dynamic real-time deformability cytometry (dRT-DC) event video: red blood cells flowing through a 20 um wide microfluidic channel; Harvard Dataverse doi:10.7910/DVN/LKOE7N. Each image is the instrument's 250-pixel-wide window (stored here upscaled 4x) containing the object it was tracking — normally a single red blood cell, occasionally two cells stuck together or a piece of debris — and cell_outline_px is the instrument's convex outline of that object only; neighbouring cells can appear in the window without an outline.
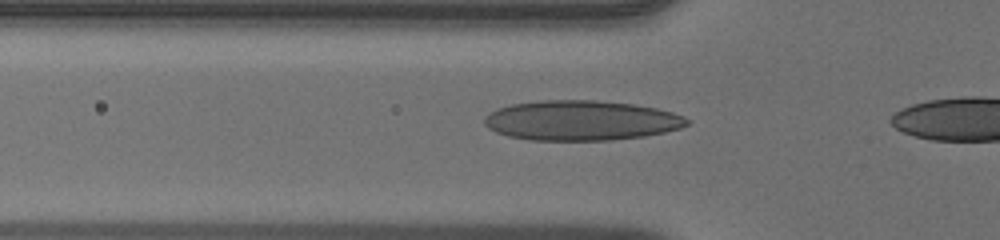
{"species": "human", "species_latin": "Homo sapiens", "temperature_condition": "warm", "stored_images_in_passage": 18, "camera_frame_rate_fps": 3000, "um_per_image_px": 0.085, "donor": {"sex": "male"}, "frame": {"image": 1, "passage_image": 7, "time_ms": 2.0, "image_size_px": [1000, 240], "cell_outline_px": [[692, 120], [688, 124], [680, 128], [664, 132], [644, 136], [608, 140], [532, 140], [508, 136], [496, 132], [488, 128], [484, 124], [484, 116], [488, 112], [496, 108], [512, 104], [540, 100], [596, 100], [632, 104], [656, 108], [672, 112], [684, 116]], "centroid_in_image_um": [49.37, 10.23], "position_along_channel_um": 76.4, "area_um2": 47.34}}
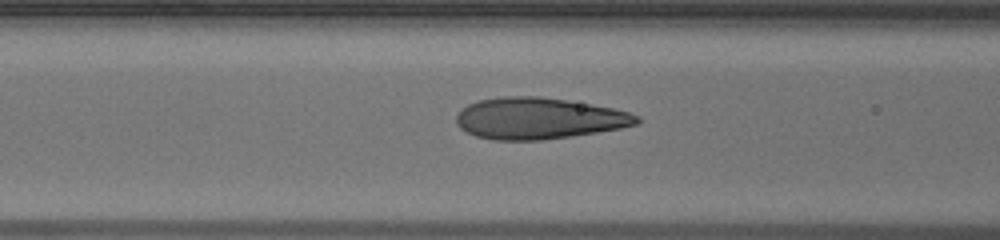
{"frame": {"image": 2, "passage_image": 10, "time_ms": 3.0, "image_size_px": [1000, 240], "cell_outline_px": [[640, 120], [636, 124], [620, 128], [596, 132], [544, 140], [492, 140], [476, 136], [460, 128], [456, 124], [456, 112], [460, 108], [468, 104], [480, 100], [504, 96], [540, 96], [568, 100], [612, 108], [628, 112], [640, 116]], "centroid_in_image_um": [45.74, 10.06], "position_along_channel_um": 120.9, "area_um2": 43.58}}
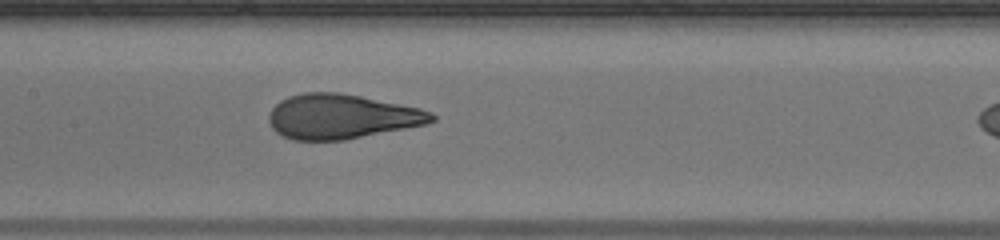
{"frame": {"image": 3, "passage_image": 14, "time_ms": 4.333, "image_size_px": [1000, 240], "cell_outline_px": [[436, 120], [424, 124], [344, 140], [292, 140], [276, 132], [272, 128], [268, 120], [268, 116], [272, 108], [280, 100], [288, 96], [304, 92], [336, 92], [360, 96], [420, 108], [432, 112], [436, 116]], "centroid_in_image_um": [28.99, 9.9], "position_along_channel_um": 178.4, "area_um2": 42.14}}